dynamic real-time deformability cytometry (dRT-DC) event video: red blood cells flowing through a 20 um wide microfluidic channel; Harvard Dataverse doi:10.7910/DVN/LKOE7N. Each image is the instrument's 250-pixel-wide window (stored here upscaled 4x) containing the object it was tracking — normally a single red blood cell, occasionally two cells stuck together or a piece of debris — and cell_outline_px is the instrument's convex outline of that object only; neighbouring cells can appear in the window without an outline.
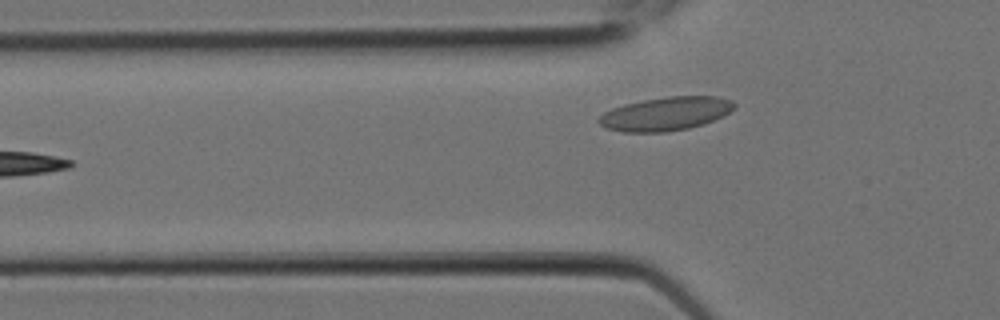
{"species": "Egyptian fruit bat (a non-hibernating species)", "species_latin": "Rousettus aegyptiacus", "temperature_condition": "room temperature", "stored_images_in_passage": 7, "camera_frame_rate_fps": 3000, "um_per_image_px": 0.085, "animal": {"sex": "female"}, "frame": {"image": 1, "passage_image": 7, "time_ms": 2.0, "image_size_px": [1000, 320], "cell_outline_px": [[736, 108], [724, 116], [704, 124], [688, 128], [664, 132], [624, 132], [604, 128], [596, 120], [604, 112], [612, 108], [624, 104], [644, 100], [668, 96], [716, 96], [732, 100], [736, 104]], "centroid_in_image_um": [56.6, 9.67], "position_along_channel_um": 69.2, "area_um2": 26.7}}